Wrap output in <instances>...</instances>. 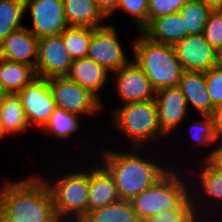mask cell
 I'll return each mask as SVG.
<instances>
[{"instance_id": "1", "label": "cell", "mask_w": 222, "mask_h": 222, "mask_svg": "<svg viewBox=\"0 0 222 222\" xmlns=\"http://www.w3.org/2000/svg\"><path fill=\"white\" fill-rule=\"evenodd\" d=\"M103 147L106 146L99 148V152L101 151L100 160L99 157L95 159L101 161L100 163L113 176L120 200L130 201L133 197L152 186L171 167H178L174 165L175 162L179 163L176 161L179 158L176 159L172 156L173 154L169 157H166V155L162 157V155L158 156L157 152H153L155 151L153 149L151 153H155L156 155L154 156V154L152 155L149 153L150 151L146 150V147L145 149L135 147H130L129 149L128 147L127 149L124 148L123 151L122 148L116 150L117 147H115V150L114 148L111 150L108 147L107 149ZM162 158H165L167 163ZM169 158L173 159V161L170 162Z\"/></svg>"}, {"instance_id": "2", "label": "cell", "mask_w": 222, "mask_h": 222, "mask_svg": "<svg viewBox=\"0 0 222 222\" xmlns=\"http://www.w3.org/2000/svg\"><path fill=\"white\" fill-rule=\"evenodd\" d=\"M4 180L0 187V210L14 222H61L52 196L40 174Z\"/></svg>"}, {"instance_id": "3", "label": "cell", "mask_w": 222, "mask_h": 222, "mask_svg": "<svg viewBox=\"0 0 222 222\" xmlns=\"http://www.w3.org/2000/svg\"><path fill=\"white\" fill-rule=\"evenodd\" d=\"M81 165L83 168L77 164V168L69 166L65 173L61 171L62 174L55 176V181L40 175L50 190L55 213L61 222H75L88 214L89 164Z\"/></svg>"}, {"instance_id": "4", "label": "cell", "mask_w": 222, "mask_h": 222, "mask_svg": "<svg viewBox=\"0 0 222 222\" xmlns=\"http://www.w3.org/2000/svg\"><path fill=\"white\" fill-rule=\"evenodd\" d=\"M132 40L133 61L142 69L153 88L178 86L183 68L173 45L157 43L139 31Z\"/></svg>"}, {"instance_id": "5", "label": "cell", "mask_w": 222, "mask_h": 222, "mask_svg": "<svg viewBox=\"0 0 222 222\" xmlns=\"http://www.w3.org/2000/svg\"><path fill=\"white\" fill-rule=\"evenodd\" d=\"M120 106L110 109L113 118L110 121L113 128L119 130L120 134L122 132L124 139L129 140V145L132 144L129 147L148 148L153 143L160 142L161 138L168 141L160 129L154 99Z\"/></svg>"}, {"instance_id": "6", "label": "cell", "mask_w": 222, "mask_h": 222, "mask_svg": "<svg viewBox=\"0 0 222 222\" xmlns=\"http://www.w3.org/2000/svg\"><path fill=\"white\" fill-rule=\"evenodd\" d=\"M178 166L171 167L152 186L130 200L142 222L160 212L176 208L190 194L189 176L183 172L185 169H181L183 165Z\"/></svg>"}, {"instance_id": "7", "label": "cell", "mask_w": 222, "mask_h": 222, "mask_svg": "<svg viewBox=\"0 0 222 222\" xmlns=\"http://www.w3.org/2000/svg\"><path fill=\"white\" fill-rule=\"evenodd\" d=\"M187 160L197 166L191 165L192 169L189 167L190 164L185 166V170H187L185 172H189L188 176H191L190 189L192 190H190V193L195 213L201 222H219V220L222 222V215H219L222 214V209H220L222 208V171L211 166L206 160L195 161L197 162L196 164L192 160ZM198 163L199 166L197 165ZM215 215L219 216L216 217Z\"/></svg>"}, {"instance_id": "8", "label": "cell", "mask_w": 222, "mask_h": 222, "mask_svg": "<svg viewBox=\"0 0 222 222\" xmlns=\"http://www.w3.org/2000/svg\"><path fill=\"white\" fill-rule=\"evenodd\" d=\"M48 81L57 107L91 118L103 111L102 103L93 94L67 76L50 78Z\"/></svg>"}, {"instance_id": "9", "label": "cell", "mask_w": 222, "mask_h": 222, "mask_svg": "<svg viewBox=\"0 0 222 222\" xmlns=\"http://www.w3.org/2000/svg\"><path fill=\"white\" fill-rule=\"evenodd\" d=\"M115 24L109 23L99 28H92L91 40L89 43L88 58L104 67L110 73L119 70L131 60L122 47L118 29Z\"/></svg>"}, {"instance_id": "10", "label": "cell", "mask_w": 222, "mask_h": 222, "mask_svg": "<svg viewBox=\"0 0 222 222\" xmlns=\"http://www.w3.org/2000/svg\"><path fill=\"white\" fill-rule=\"evenodd\" d=\"M17 95L21 99L30 128L42 129L56 107L48 79L36 77Z\"/></svg>"}, {"instance_id": "11", "label": "cell", "mask_w": 222, "mask_h": 222, "mask_svg": "<svg viewBox=\"0 0 222 222\" xmlns=\"http://www.w3.org/2000/svg\"><path fill=\"white\" fill-rule=\"evenodd\" d=\"M110 77L113 79L111 81L114 83V92L121 105L152 100L155 97L156 90L133 60L112 72Z\"/></svg>"}, {"instance_id": "12", "label": "cell", "mask_w": 222, "mask_h": 222, "mask_svg": "<svg viewBox=\"0 0 222 222\" xmlns=\"http://www.w3.org/2000/svg\"><path fill=\"white\" fill-rule=\"evenodd\" d=\"M25 13L30 12L32 27L28 29L38 38L59 35L68 27L63 0H24Z\"/></svg>"}, {"instance_id": "13", "label": "cell", "mask_w": 222, "mask_h": 222, "mask_svg": "<svg viewBox=\"0 0 222 222\" xmlns=\"http://www.w3.org/2000/svg\"><path fill=\"white\" fill-rule=\"evenodd\" d=\"M72 64L61 35L38 39L35 73L39 78L67 76Z\"/></svg>"}, {"instance_id": "14", "label": "cell", "mask_w": 222, "mask_h": 222, "mask_svg": "<svg viewBox=\"0 0 222 222\" xmlns=\"http://www.w3.org/2000/svg\"><path fill=\"white\" fill-rule=\"evenodd\" d=\"M155 104L161 131L169 138L175 130L182 128L185 116H190L185 96L176 87H165L156 91Z\"/></svg>"}, {"instance_id": "15", "label": "cell", "mask_w": 222, "mask_h": 222, "mask_svg": "<svg viewBox=\"0 0 222 222\" xmlns=\"http://www.w3.org/2000/svg\"><path fill=\"white\" fill-rule=\"evenodd\" d=\"M173 46L183 70L207 72L216 65V51L203 34L188 35Z\"/></svg>"}, {"instance_id": "16", "label": "cell", "mask_w": 222, "mask_h": 222, "mask_svg": "<svg viewBox=\"0 0 222 222\" xmlns=\"http://www.w3.org/2000/svg\"><path fill=\"white\" fill-rule=\"evenodd\" d=\"M38 52V38L28 26L12 31L0 42V57L9 61L32 66L35 69Z\"/></svg>"}, {"instance_id": "17", "label": "cell", "mask_w": 222, "mask_h": 222, "mask_svg": "<svg viewBox=\"0 0 222 222\" xmlns=\"http://www.w3.org/2000/svg\"><path fill=\"white\" fill-rule=\"evenodd\" d=\"M93 160L89 164L88 213L120 200L113 176L100 161Z\"/></svg>"}, {"instance_id": "18", "label": "cell", "mask_w": 222, "mask_h": 222, "mask_svg": "<svg viewBox=\"0 0 222 222\" xmlns=\"http://www.w3.org/2000/svg\"><path fill=\"white\" fill-rule=\"evenodd\" d=\"M110 75L109 71L94 60L84 57L72 60L67 77L93 94L102 103V109H105L103 97L100 96V93L103 92L102 89L111 80Z\"/></svg>"}, {"instance_id": "19", "label": "cell", "mask_w": 222, "mask_h": 222, "mask_svg": "<svg viewBox=\"0 0 222 222\" xmlns=\"http://www.w3.org/2000/svg\"><path fill=\"white\" fill-rule=\"evenodd\" d=\"M191 106L200 115L214 116L216 107L212 104L207 91L205 72L183 70L177 86Z\"/></svg>"}, {"instance_id": "20", "label": "cell", "mask_w": 222, "mask_h": 222, "mask_svg": "<svg viewBox=\"0 0 222 222\" xmlns=\"http://www.w3.org/2000/svg\"><path fill=\"white\" fill-rule=\"evenodd\" d=\"M141 32L154 42L170 45L188 36L184 18L179 12L153 19Z\"/></svg>"}, {"instance_id": "21", "label": "cell", "mask_w": 222, "mask_h": 222, "mask_svg": "<svg viewBox=\"0 0 222 222\" xmlns=\"http://www.w3.org/2000/svg\"><path fill=\"white\" fill-rule=\"evenodd\" d=\"M63 4L68 26L91 28L105 26L107 17L93 0H63Z\"/></svg>"}, {"instance_id": "22", "label": "cell", "mask_w": 222, "mask_h": 222, "mask_svg": "<svg viewBox=\"0 0 222 222\" xmlns=\"http://www.w3.org/2000/svg\"><path fill=\"white\" fill-rule=\"evenodd\" d=\"M36 77L35 69L32 66L0 57L1 94H17Z\"/></svg>"}, {"instance_id": "23", "label": "cell", "mask_w": 222, "mask_h": 222, "mask_svg": "<svg viewBox=\"0 0 222 222\" xmlns=\"http://www.w3.org/2000/svg\"><path fill=\"white\" fill-rule=\"evenodd\" d=\"M0 121L7 136L23 134L30 129L21 99L17 94L0 95Z\"/></svg>"}, {"instance_id": "24", "label": "cell", "mask_w": 222, "mask_h": 222, "mask_svg": "<svg viewBox=\"0 0 222 222\" xmlns=\"http://www.w3.org/2000/svg\"><path fill=\"white\" fill-rule=\"evenodd\" d=\"M80 117L78 114L67 112L56 106L41 131L58 142L69 139L74 133L78 134V131L82 128L79 122Z\"/></svg>"}, {"instance_id": "25", "label": "cell", "mask_w": 222, "mask_h": 222, "mask_svg": "<svg viewBox=\"0 0 222 222\" xmlns=\"http://www.w3.org/2000/svg\"><path fill=\"white\" fill-rule=\"evenodd\" d=\"M199 120L193 121L191 125L189 126V133L194 146V150L197 147L200 151V149H207L209 152H206L203 150L202 152H205V156L198 159L196 158V161L198 160H206L212 152V148L214 146V143L217 141V130H216V123L214 116L211 115H200ZM200 147V148H199ZM206 147V148H205ZM210 147V148H209Z\"/></svg>"}, {"instance_id": "26", "label": "cell", "mask_w": 222, "mask_h": 222, "mask_svg": "<svg viewBox=\"0 0 222 222\" xmlns=\"http://www.w3.org/2000/svg\"><path fill=\"white\" fill-rule=\"evenodd\" d=\"M85 218L89 222H142L129 200H119L94 209Z\"/></svg>"}, {"instance_id": "27", "label": "cell", "mask_w": 222, "mask_h": 222, "mask_svg": "<svg viewBox=\"0 0 222 222\" xmlns=\"http://www.w3.org/2000/svg\"><path fill=\"white\" fill-rule=\"evenodd\" d=\"M24 0H0V42L12 31L24 27Z\"/></svg>"}, {"instance_id": "28", "label": "cell", "mask_w": 222, "mask_h": 222, "mask_svg": "<svg viewBox=\"0 0 222 222\" xmlns=\"http://www.w3.org/2000/svg\"><path fill=\"white\" fill-rule=\"evenodd\" d=\"M60 35L72 60L87 56L92 35L91 27L68 26Z\"/></svg>"}, {"instance_id": "29", "label": "cell", "mask_w": 222, "mask_h": 222, "mask_svg": "<svg viewBox=\"0 0 222 222\" xmlns=\"http://www.w3.org/2000/svg\"><path fill=\"white\" fill-rule=\"evenodd\" d=\"M212 10L197 0H187L179 13L184 18L188 35L203 33L208 16Z\"/></svg>"}, {"instance_id": "30", "label": "cell", "mask_w": 222, "mask_h": 222, "mask_svg": "<svg viewBox=\"0 0 222 222\" xmlns=\"http://www.w3.org/2000/svg\"><path fill=\"white\" fill-rule=\"evenodd\" d=\"M143 222H201L195 213L191 193L176 207L147 218Z\"/></svg>"}, {"instance_id": "31", "label": "cell", "mask_w": 222, "mask_h": 222, "mask_svg": "<svg viewBox=\"0 0 222 222\" xmlns=\"http://www.w3.org/2000/svg\"><path fill=\"white\" fill-rule=\"evenodd\" d=\"M149 0H117L115 12L122 10L127 12L130 16L133 25L138 28V32L142 31L147 26Z\"/></svg>"}, {"instance_id": "32", "label": "cell", "mask_w": 222, "mask_h": 222, "mask_svg": "<svg viewBox=\"0 0 222 222\" xmlns=\"http://www.w3.org/2000/svg\"><path fill=\"white\" fill-rule=\"evenodd\" d=\"M202 34L215 51L222 48V10L210 12Z\"/></svg>"}, {"instance_id": "33", "label": "cell", "mask_w": 222, "mask_h": 222, "mask_svg": "<svg viewBox=\"0 0 222 222\" xmlns=\"http://www.w3.org/2000/svg\"><path fill=\"white\" fill-rule=\"evenodd\" d=\"M187 0H149L147 25L155 18L177 13Z\"/></svg>"}, {"instance_id": "34", "label": "cell", "mask_w": 222, "mask_h": 222, "mask_svg": "<svg viewBox=\"0 0 222 222\" xmlns=\"http://www.w3.org/2000/svg\"><path fill=\"white\" fill-rule=\"evenodd\" d=\"M205 79L211 102L217 108L222 105V69L212 67L205 72Z\"/></svg>"}, {"instance_id": "35", "label": "cell", "mask_w": 222, "mask_h": 222, "mask_svg": "<svg viewBox=\"0 0 222 222\" xmlns=\"http://www.w3.org/2000/svg\"><path fill=\"white\" fill-rule=\"evenodd\" d=\"M212 147L211 155L206 161L219 171H222V142L216 141Z\"/></svg>"}, {"instance_id": "36", "label": "cell", "mask_w": 222, "mask_h": 222, "mask_svg": "<svg viewBox=\"0 0 222 222\" xmlns=\"http://www.w3.org/2000/svg\"><path fill=\"white\" fill-rule=\"evenodd\" d=\"M101 12L108 18L114 15L117 0H93Z\"/></svg>"}, {"instance_id": "37", "label": "cell", "mask_w": 222, "mask_h": 222, "mask_svg": "<svg viewBox=\"0 0 222 222\" xmlns=\"http://www.w3.org/2000/svg\"><path fill=\"white\" fill-rule=\"evenodd\" d=\"M214 118L217 130V141L222 142V105L216 108Z\"/></svg>"}, {"instance_id": "38", "label": "cell", "mask_w": 222, "mask_h": 222, "mask_svg": "<svg viewBox=\"0 0 222 222\" xmlns=\"http://www.w3.org/2000/svg\"><path fill=\"white\" fill-rule=\"evenodd\" d=\"M211 10H222V0H197Z\"/></svg>"}, {"instance_id": "39", "label": "cell", "mask_w": 222, "mask_h": 222, "mask_svg": "<svg viewBox=\"0 0 222 222\" xmlns=\"http://www.w3.org/2000/svg\"><path fill=\"white\" fill-rule=\"evenodd\" d=\"M216 67L222 69V48L216 51Z\"/></svg>"}, {"instance_id": "40", "label": "cell", "mask_w": 222, "mask_h": 222, "mask_svg": "<svg viewBox=\"0 0 222 222\" xmlns=\"http://www.w3.org/2000/svg\"><path fill=\"white\" fill-rule=\"evenodd\" d=\"M0 222H14L0 210Z\"/></svg>"}, {"instance_id": "41", "label": "cell", "mask_w": 222, "mask_h": 222, "mask_svg": "<svg viewBox=\"0 0 222 222\" xmlns=\"http://www.w3.org/2000/svg\"><path fill=\"white\" fill-rule=\"evenodd\" d=\"M6 133L3 131V128H2V124H1V121H0V140H2V138H6Z\"/></svg>"}, {"instance_id": "42", "label": "cell", "mask_w": 222, "mask_h": 222, "mask_svg": "<svg viewBox=\"0 0 222 222\" xmlns=\"http://www.w3.org/2000/svg\"><path fill=\"white\" fill-rule=\"evenodd\" d=\"M75 222H89L85 217L76 220Z\"/></svg>"}]
</instances>
